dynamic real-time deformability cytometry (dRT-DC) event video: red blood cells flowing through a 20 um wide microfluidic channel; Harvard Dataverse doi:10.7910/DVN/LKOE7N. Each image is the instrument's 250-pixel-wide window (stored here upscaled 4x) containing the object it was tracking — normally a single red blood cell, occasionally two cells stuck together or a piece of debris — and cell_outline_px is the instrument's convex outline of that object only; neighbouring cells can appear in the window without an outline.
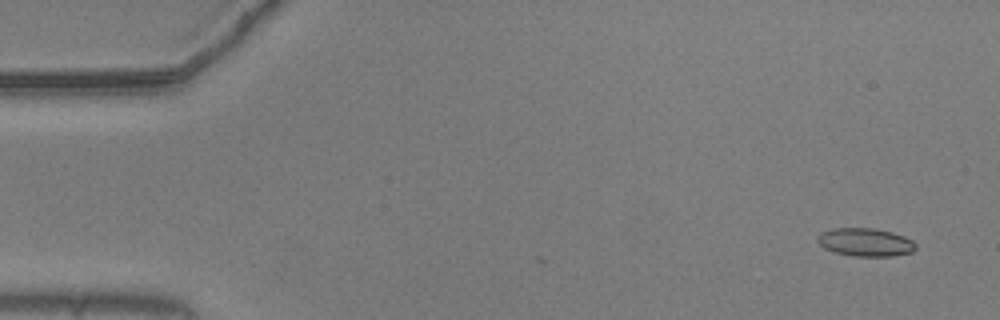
{"species": "common noctule bat (a hibernating species)", "species_latin": "Nyctalus noctula", "temperature_condition": "warm", "stored_images_in_passage": 25, "camera_frame_rate_fps": 3000, "um_per_image_px": 0.085, "animal": {"sex": "male", "body_mass_g": 20.5, "forearm_length_mm": 52.5}, "frame": {"image": 1, "passage_image": 1, "time_ms": 0.0, "image_size_px": [1000, 320], "cell_outline_px": [[916, 248], [912, 252], [892, 256], [852, 256], [832, 252], [824, 248], [816, 240], [816, 236], [820, 232], [832, 228], [876, 228], [892, 232], [904, 236], [912, 240], [916, 244]], "centroid_in_image_um": [73.53, 20.58], "position_along_channel_um": 11.5, "area_um2": 16.36}}
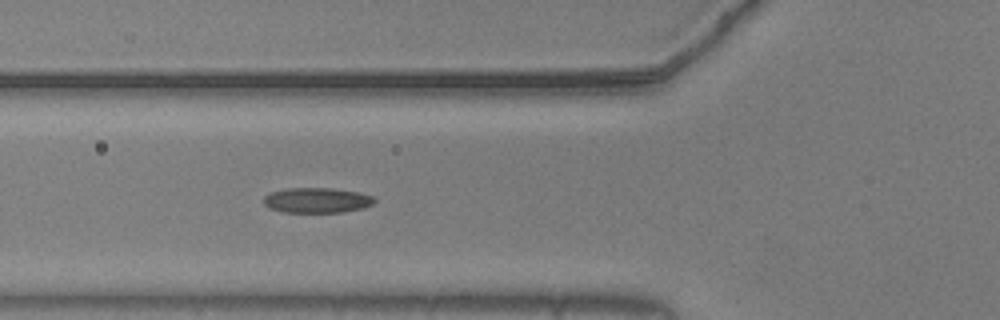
{"frame": {"image": 2, "passage_image": 18, "time_ms": 5.667, "image_size_px": [1000, 320], "cell_outline_px": [[376, 200], [372, 204], [364, 208], [344, 212], [284, 212], [268, 208], [264, 204], [264, 196], [272, 192], [288, 188], [328, 188], [356, 192], [376, 196]], "centroid_in_image_um": [26.96, 17.03], "position_along_channel_um": 98.8, "area_um2": 16.24}}
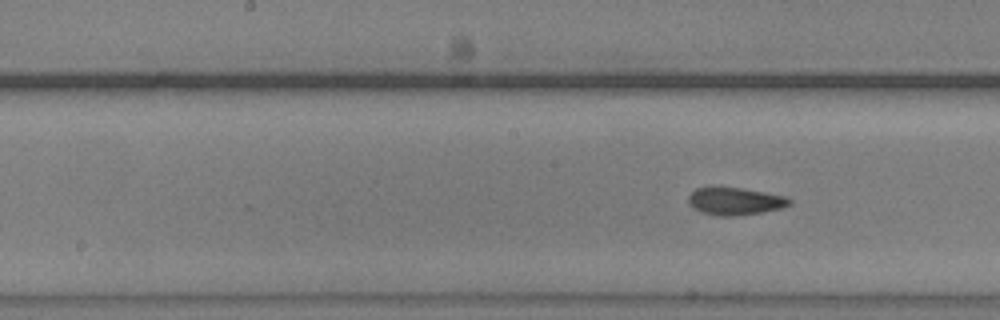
{"frame": {"image": 3, "passage_image": 25, "time_ms": 8.0, "image_size_px": [1000, 320], "cell_outline_px": [[792, 204], [780, 208], [760, 212], [736, 216], [720, 216], [700, 212], [692, 208], [688, 200], [688, 196], [696, 188], [740, 188], [784, 196], [792, 200]], "centroid_in_image_um": [62.46, 17.12], "position_along_channel_um": 185.7, "area_um2": 15.9}}